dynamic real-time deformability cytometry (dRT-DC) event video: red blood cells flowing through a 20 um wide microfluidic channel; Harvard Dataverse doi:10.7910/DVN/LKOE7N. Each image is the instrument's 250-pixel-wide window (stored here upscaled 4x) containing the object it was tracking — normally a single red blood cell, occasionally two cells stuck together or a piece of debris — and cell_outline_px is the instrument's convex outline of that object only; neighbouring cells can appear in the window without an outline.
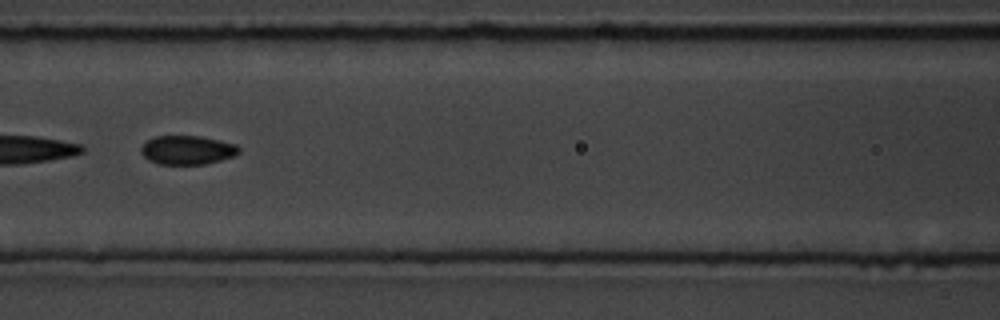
{"species": "common noctule bat (a hibernating species)", "species_latin": "Nyctalus noctula", "temperature_condition": "room temperature", "stored_images_in_passage": 9, "camera_frame_rate_fps": 3000, "um_per_image_px": 0.085, "animal": {"sex": "male", "body_mass_g": 19.5, "forearm_length_mm": 54.6}, "frame": {"image": 1, "passage_image": 6, "time_ms": 6.667, "image_size_px": [1000, 320], "cell_outline_px": [[240, 152], [236, 156], [204, 164], [160, 164], [148, 160], [140, 152], [140, 148], [148, 140], [156, 136], [200, 136], [220, 140], [236, 144], [240, 148]], "centroid_in_image_um": [15.94, 12.75], "position_along_channel_um": 150.7, "area_um2": 16.53}}